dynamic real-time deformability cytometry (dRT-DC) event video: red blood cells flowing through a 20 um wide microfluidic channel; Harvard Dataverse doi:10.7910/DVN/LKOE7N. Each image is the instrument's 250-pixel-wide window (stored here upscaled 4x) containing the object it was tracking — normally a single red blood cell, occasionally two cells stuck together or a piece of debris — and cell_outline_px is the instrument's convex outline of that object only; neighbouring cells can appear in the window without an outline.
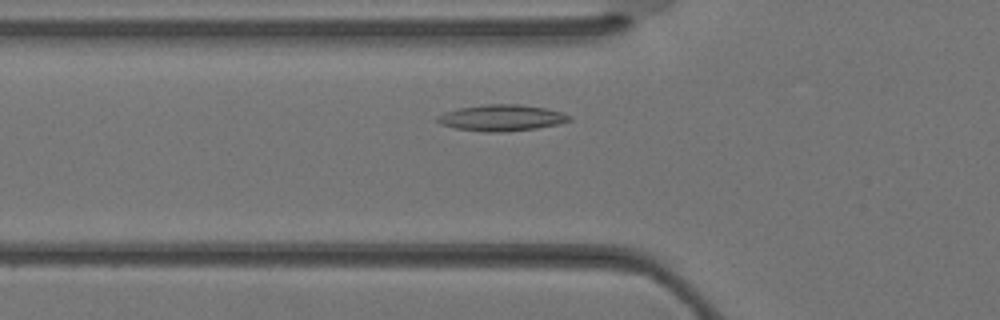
{"species": "Egyptian fruit bat (a non-hibernating species)", "species_latin": "Rousettus aegyptiacus", "temperature_condition": "warm", "stored_images_in_passage": 20, "camera_frame_rate_fps": 3000, "um_per_image_px": 0.085, "animal": {"sex": "female"}, "frame": {"image": 1, "passage_image": 3, "time_ms": 0.667, "image_size_px": [1000, 320], "cell_outline_px": [[572, 120], [556, 124], [536, 128], [504, 132], [484, 132], [456, 128], [440, 124], [436, 120], [436, 116], [444, 112], [460, 108], [484, 104], [520, 104], [544, 108], [560, 112], [572, 116]], "centroid_in_image_um": [42.6, 10.01], "position_along_channel_um": 83.2, "area_um2": 20.11}}
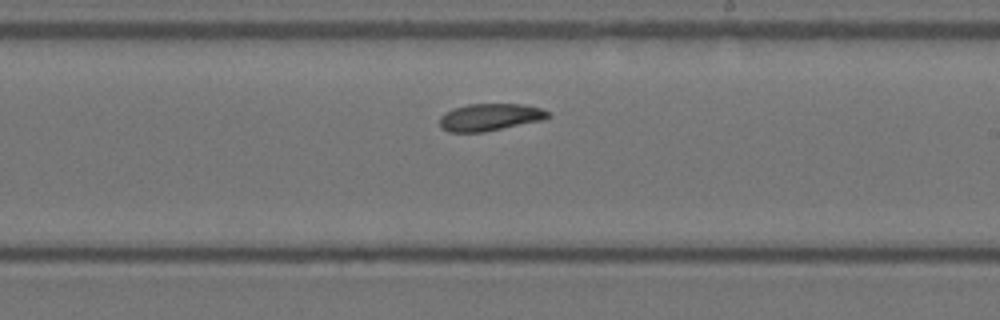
{"frame": {"image": 2, "passage_image": 12, "time_ms": 3.667, "image_size_px": [1000, 320], "cell_outline_px": [[552, 116], [544, 120], [484, 132], [448, 132], [440, 128], [440, 116], [444, 112], [452, 108], [468, 104], [520, 104], [544, 108]], "centroid_in_image_um": [41.65, 9.96], "position_along_channel_um": 247.4, "area_um2": 17.46}}
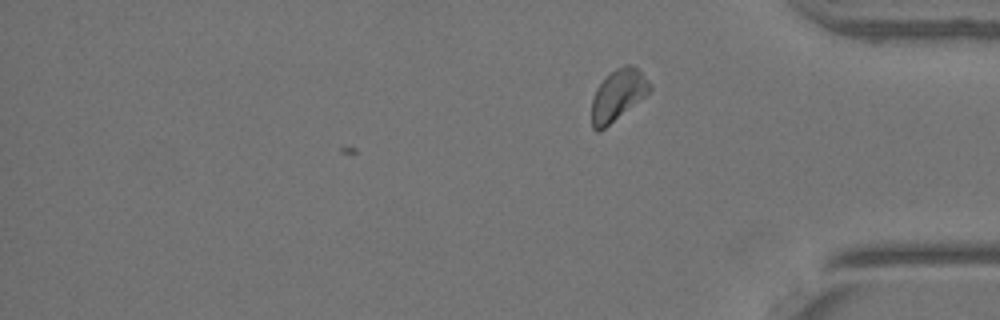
{"frame": {"image": 3, "passage_image": 20, "time_ms": 6.333, "image_size_px": [1000, 320], "cell_outline_px": [[652, 88], [644, 96], [600, 132], [596, 132], [592, 128], [592, 100], [596, 88], [616, 68], [624, 64], [628, 64], [636, 68], [652, 84]], "centroid_in_image_um": [52.5, 8.1], "position_along_channel_um": 382.7, "area_um2": 16.88}}